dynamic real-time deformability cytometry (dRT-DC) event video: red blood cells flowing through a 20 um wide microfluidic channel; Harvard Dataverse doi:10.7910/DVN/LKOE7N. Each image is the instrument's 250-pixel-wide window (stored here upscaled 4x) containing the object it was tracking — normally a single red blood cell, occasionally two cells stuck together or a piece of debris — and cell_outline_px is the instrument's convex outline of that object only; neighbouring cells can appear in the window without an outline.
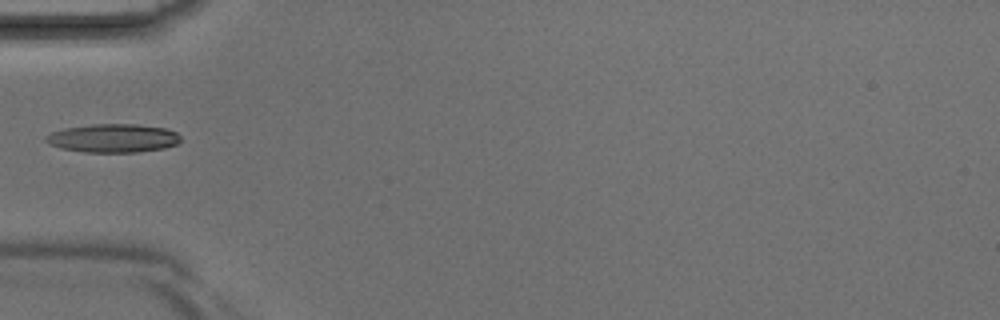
{"species": "Egyptian fruit bat (a non-hibernating species)", "species_latin": "Rousettus aegyptiacus", "temperature_condition": "room temperature", "stored_images_in_passage": 3, "camera_frame_rate_fps": 3000, "um_per_image_px": 0.085, "animal": {"sex": "male"}, "frame": {"image": 1, "passage_image": 3, "time_ms": 0.667, "image_size_px": [1000, 320], "cell_outline_px": [[180, 140], [176, 144], [164, 148], [136, 152], [84, 152], [60, 148], [48, 144], [44, 140], [44, 136], [52, 132], [64, 128], [92, 124], [136, 124], [164, 128], [176, 132], [180, 136]], "centroid_in_image_um": [9.57, 11.74], "position_along_channel_um": 75.4, "area_um2": 22.43}}